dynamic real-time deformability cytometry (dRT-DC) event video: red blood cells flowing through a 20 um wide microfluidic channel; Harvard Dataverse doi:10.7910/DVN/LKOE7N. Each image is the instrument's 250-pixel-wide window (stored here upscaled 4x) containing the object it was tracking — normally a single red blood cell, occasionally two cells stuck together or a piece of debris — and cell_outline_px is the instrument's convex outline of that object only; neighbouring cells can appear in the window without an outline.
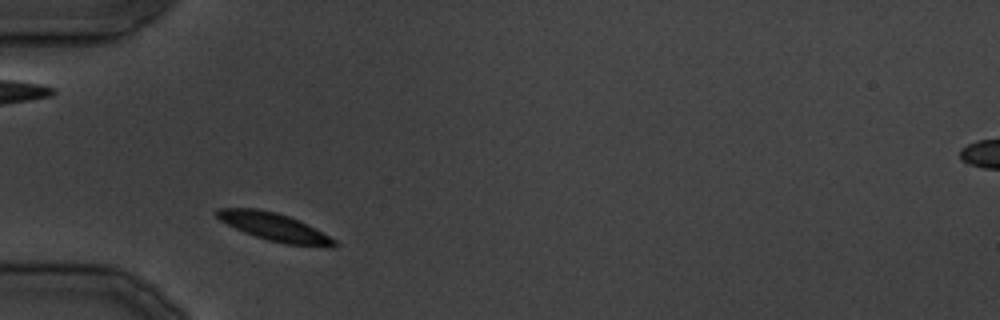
{"species": "common noctule bat (a hibernating species)", "species_latin": "Nyctalus noctula", "temperature_condition": "cold", "stored_images_in_passage": 5, "camera_frame_rate_fps": 3000, "um_per_image_px": 0.085, "animal": {"sex": "male", "body_mass_g": 19.5, "forearm_length_mm": 54.6}, "frame": {"image": 1, "passage_image": 3, "time_ms": 2.333, "image_size_px": [1000, 320], "cell_outline_px": [[340, 244], [332, 248], [284, 244], [268, 240], [244, 232], [220, 220], [216, 216], [216, 208], [256, 208], [276, 212], [288, 216], [336, 240]], "centroid_in_image_um": [23.32, 19.31], "position_along_channel_um": 61.7, "area_um2": 18.84}}